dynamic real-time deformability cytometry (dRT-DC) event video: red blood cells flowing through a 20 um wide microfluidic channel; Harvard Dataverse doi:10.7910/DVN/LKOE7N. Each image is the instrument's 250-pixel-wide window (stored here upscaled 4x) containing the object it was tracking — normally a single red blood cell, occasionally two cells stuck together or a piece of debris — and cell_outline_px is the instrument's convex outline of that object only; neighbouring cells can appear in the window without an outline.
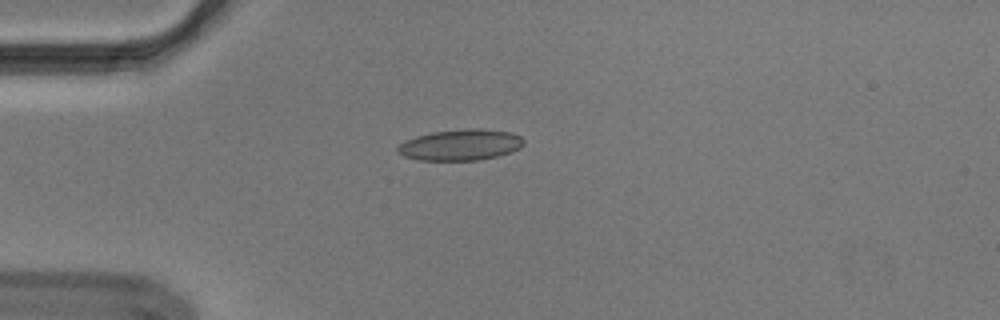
{"species": "Egyptian fruit bat (a non-hibernating species)", "species_latin": "Rousettus aegyptiacus", "temperature_condition": "cold", "stored_images_in_passage": 41, "camera_frame_rate_fps": 3000, "um_per_image_px": 0.085, "animal": {"sex": "male"}, "frame": {"image": 1, "passage_image": 1, "time_ms": 0.0, "image_size_px": [1000, 320], "cell_outline_px": [[524, 144], [520, 148], [512, 152], [480, 160], [420, 160], [404, 156], [396, 152], [396, 148], [404, 140], [416, 136], [432, 132], [464, 128], [480, 128], [512, 132], [520, 136], [524, 140]], "centroid_in_image_um": [39.15, 12.3], "position_along_channel_um": 45.9, "area_um2": 23.06}}
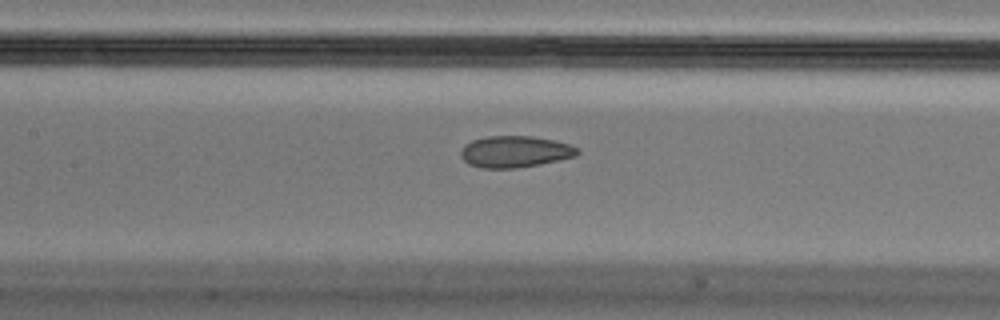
{"frame": {"image": 2, "passage_image": 12, "time_ms": 3.667, "image_size_px": [1000, 320], "cell_outline_px": [[580, 152], [576, 156], [560, 160], [540, 164], [516, 168], [480, 168], [468, 164], [460, 156], [460, 152], [464, 144], [472, 140], [484, 136], [532, 136], [552, 140], [568, 144], [580, 148]], "centroid_in_image_um": [43.76, 12.89], "position_along_channel_um": 163.6, "area_um2": 21.62}}
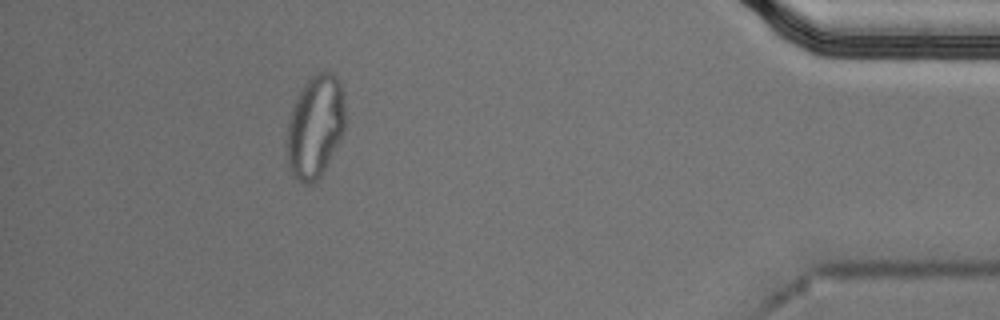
{"frame": {"image": 3, "passage_image": 36, "time_ms": 11.667, "image_size_px": [1000, 320], "cell_outline_px": [[344, 132], [324, 172], [316, 180], [308, 184], [304, 184], [292, 172], [288, 164], [288, 124], [292, 108], [304, 84], [312, 76], [320, 72], [332, 72], [336, 76], [340, 84], [344, 100]], "centroid_in_image_um": [26.82, 10.75], "position_along_channel_um": 408.4, "area_um2": 34.33}, "authors_computed_cell_mechanics": {"area_um2": 22.831, "velocity_mm_per_s": 3.6794, "shape_relaxation_time_tau1_ms": null, "shape_relaxation_time_tau2_ms": 1.2815, "deformation_change_tau1": null, "deformation_change_tau2": 0.0583}}